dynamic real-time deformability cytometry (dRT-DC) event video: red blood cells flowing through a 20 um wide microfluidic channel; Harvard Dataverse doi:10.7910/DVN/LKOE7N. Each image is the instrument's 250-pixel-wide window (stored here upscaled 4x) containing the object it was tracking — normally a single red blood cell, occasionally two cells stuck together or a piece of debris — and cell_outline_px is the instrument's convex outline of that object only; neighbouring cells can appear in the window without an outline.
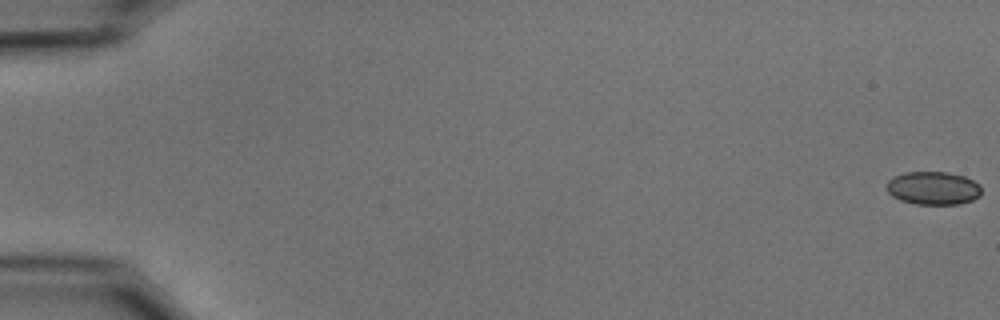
{"species": "common noctule bat (a hibernating species)", "species_latin": "Nyctalus noctula", "temperature_condition": "cold", "stored_images_in_passage": 55, "camera_frame_rate_fps": 3000, "um_per_image_px": 0.085, "animal": {"sex": "male", "body_mass_g": 15.6}, "frame": {"image": 1, "passage_image": 1, "time_ms": 0.0, "image_size_px": [1000, 320], "cell_outline_px": [[980, 196], [972, 200], [956, 204], [916, 204], [900, 200], [892, 196], [888, 192], [888, 180], [896, 176], [908, 172], [948, 172], [964, 176], [980, 184]], "centroid_in_image_um": [79.34, 15.99], "position_along_channel_um": 5.7, "area_um2": 18.15}}
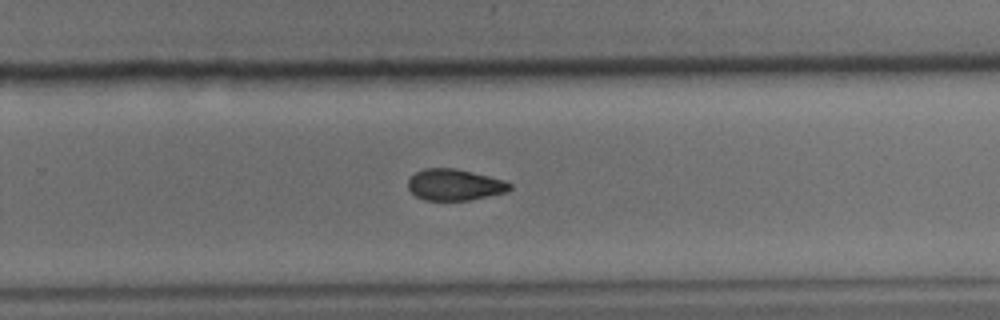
{"frame": {"image": 2, "passage_image": 37, "time_ms": 12.0, "image_size_px": [1000, 320], "cell_outline_px": [[512, 188], [508, 192], [468, 200], [424, 200], [416, 196], [408, 188], [408, 180], [416, 172], [424, 168], [456, 168], [504, 180], [512, 184]], "centroid_in_image_um": [38.65, 15.7], "position_along_channel_um": 291.1, "area_um2": 18.55}}
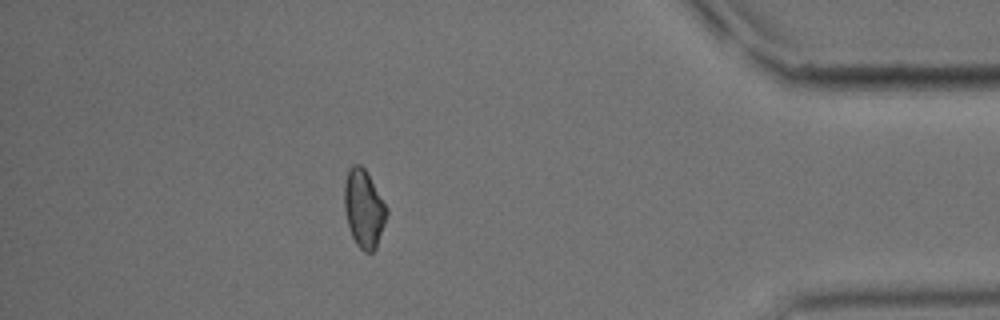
{"frame": {"image": 3, "passage_image": 49, "time_ms": 16.0, "image_size_px": [1000, 320], "cell_outline_px": [[388, 212], [376, 248], [372, 252], [364, 252], [356, 244], [352, 236], [348, 224], [344, 208], [344, 184], [348, 168], [352, 164], [360, 164], [368, 172], [388, 208]], "centroid_in_image_um": [30.92, 17.69], "position_along_channel_um": 404.3, "area_um2": 19.36}, "authors_computed_cell_mechanics": {"area_um2": 19.4208, "velocity_mm_per_s": 3.7567, "shape_relaxation_time_tau1_ms": 5.6393, "shape_relaxation_time_tau2_ms": null, "deformation_change_tau1": 0.108, "deformation_change_tau2": null}}